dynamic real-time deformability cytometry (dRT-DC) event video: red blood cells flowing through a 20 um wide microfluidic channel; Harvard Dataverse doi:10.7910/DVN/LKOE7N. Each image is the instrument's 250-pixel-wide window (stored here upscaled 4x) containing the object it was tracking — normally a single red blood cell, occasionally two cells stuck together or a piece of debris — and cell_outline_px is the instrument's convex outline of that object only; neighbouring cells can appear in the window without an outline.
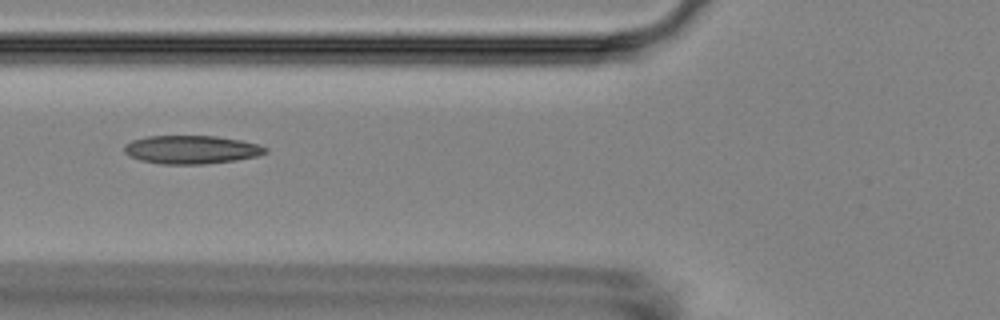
{"species": "Egyptian fruit bat (a non-hibernating species)", "species_latin": "Rousettus aegyptiacus", "temperature_condition": "room temperature", "stored_images_in_passage": 8, "camera_frame_rate_fps": 3000, "um_per_image_px": 0.085, "animal": {"sex": "female"}, "frame": {"image": 1, "passage_image": 6, "time_ms": 6.0, "image_size_px": [1000, 320], "cell_outline_px": [[268, 152], [256, 156], [236, 160], [204, 164], [160, 164], [140, 160], [128, 156], [124, 152], [124, 144], [132, 140], [148, 136], [216, 136], [240, 140], [260, 144], [268, 148]], "centroid_in_image_um": [16.26, 12.72], "position_along_channel_um": 109.5, "area_um2": 23.47}}
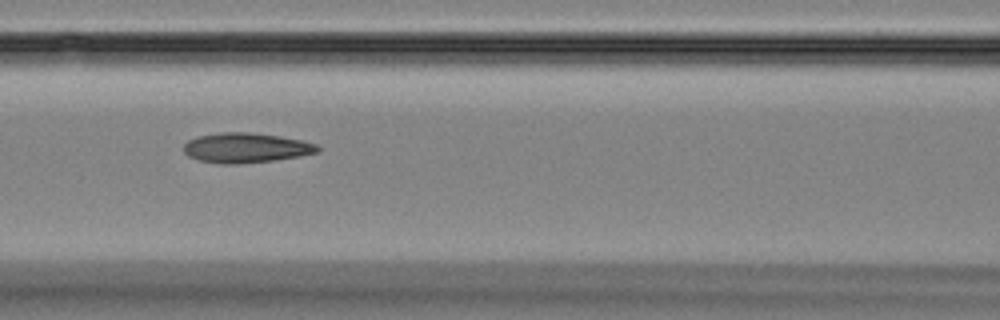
{"frame": {"image": 2, "passage_image": 7, "time_ms": 7.0, "image_size_px": [1000, 320], "cell_outline_px": [[320, 152], [300, 156], [272, 160], [236, 164], [220, 164], [196, 160], [188, 156], [184, 152], [184, 144], [188, 140], [196, 136], [220, 132], [248, 132], [280, 136], [300, 140], [316, 144], [320, 148]], "centroid_in_image_um": [20.87, 12.56], "position_along_channel_um": 145.7, "area_um2": 23.41}}
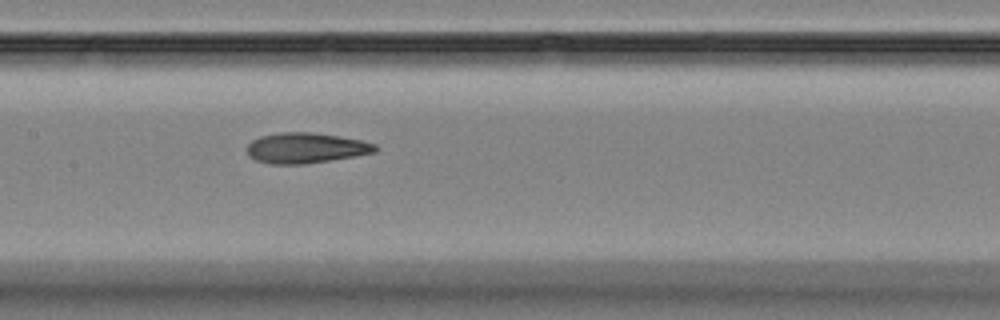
{"frame": {"image": 3, "passage_image": 8, "time_ms": 8.0, "image_size_px": [1000, 320], "cell_outline_px": [[380, 148], [376, 152], [356, 156], [308, 164], [272, 164], [256, 160], [248, 156], [248, 144], [252, 140], [260, 136], [280, 132], [312, 132], [360, 140], [376, 144]], "centroid_in_image_um": [26.01, 12.58], "position_along_channel_um": 181.4, "area_um2": 22.83}}